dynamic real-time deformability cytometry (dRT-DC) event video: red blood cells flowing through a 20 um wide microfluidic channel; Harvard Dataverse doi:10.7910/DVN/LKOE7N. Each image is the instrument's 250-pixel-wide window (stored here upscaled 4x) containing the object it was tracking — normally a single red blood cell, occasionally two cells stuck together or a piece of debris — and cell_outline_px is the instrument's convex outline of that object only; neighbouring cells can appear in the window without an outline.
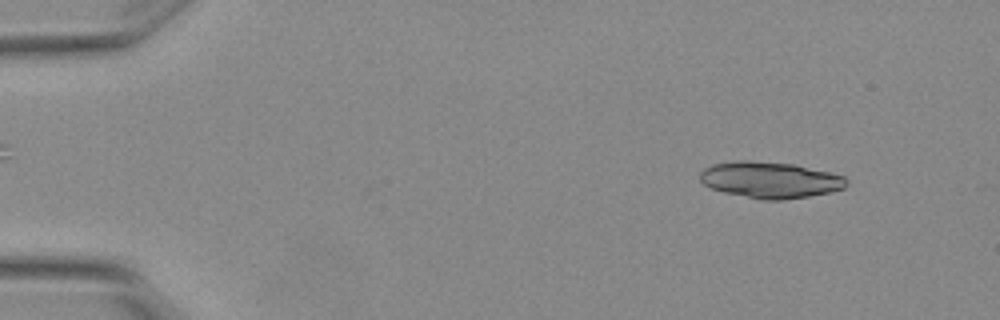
{"species": "Egyptian fruit bat (a non-hibernating species)", "species_latin": "Rousettus aegyptiacus", "temperature_condition": "warm", "stored_images_in_passage": 5, "camera_frame_rate_fps": 3000, "um_per_image_px": 0.085, "animal": {"sex": "female"}, "frame": {"image": 1, "passage_image": 1, "time_ms": 0.0, "image_size_px": [1000, 320], "cell_outline_px": [[848, 184], [844, 188], [828, 192], [808, 196], [780, 200], [760, 200], [724, 192], [712, 188], [704, 184], [700, 180], [700, 172], [704, 168], [712, 164], [736, 160], [748, 160], [796, 164], [844, 176], [848, 180]], "centroid_in_image_um": [65.44, 15.28], "position_along_channel_um": 19.6, "area_um2": 31.04}}
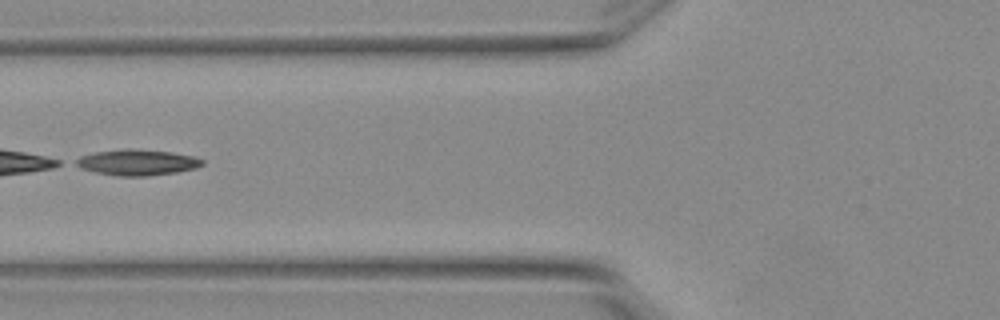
{"frame": {"image": 2, "passage_image": 5, "time_ms": 1.333, "image_size_px": [1000, 320], "cell_outline_px": [[204, 164], [196, 168], [176, 172], [148, 176], [120, 176], [96, 172], [80, 168], [72, 164], [72, 160], [80, 156], [96, 152], [128, 148], [132, 148], [172, 152], [196, 156], [204, 160]], "centroid_in_image_um": [11.65, 13.79], "position_along_channel_um": 114.2, "area_um2": 19.31}}